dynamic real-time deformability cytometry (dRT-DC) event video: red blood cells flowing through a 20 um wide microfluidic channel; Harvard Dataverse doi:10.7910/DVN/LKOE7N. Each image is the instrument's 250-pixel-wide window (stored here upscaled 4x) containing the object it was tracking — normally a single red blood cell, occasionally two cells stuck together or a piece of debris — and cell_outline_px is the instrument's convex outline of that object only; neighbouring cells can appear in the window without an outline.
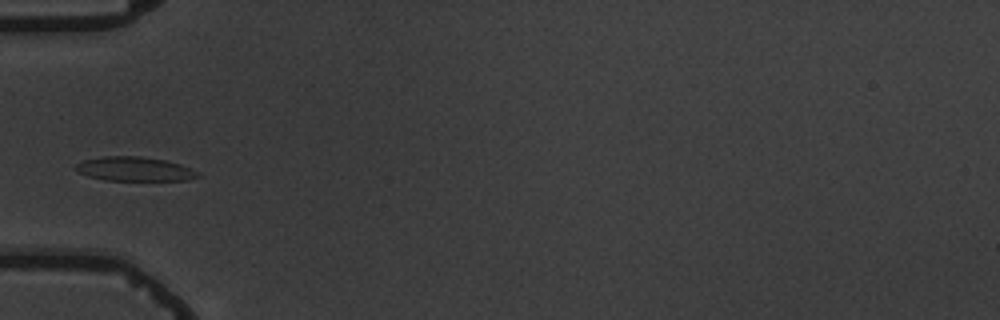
{"species": "common noctule bat (a hibernating species)", "species_latin": "Nyctalus noctula", "temperature_condition": "warm", "stored_images_in_passage": 5, "camera_frame_rate_fps": 3000, "um_per_image_px": 0.085, "animal": {"sex": "male", "body_mass_g": 19.5, "forearm_length_mm": 54.6}, "frame": {"image": 1, "passage_image": 5, "time_ms": 4.667, "image_size_px": [1000, 320], "cell_outline_px": [[200, 176], [188, 180], [104, 180], [88, 176], [72, 168], [76, 164], [84, 160], [100, 156], [140, 156], [168, 160], [192, 168]], "centroid_in_image_um": [11.42, 14.35], "position_along_channel_um": 73.6, "area_um2": 17.28}}